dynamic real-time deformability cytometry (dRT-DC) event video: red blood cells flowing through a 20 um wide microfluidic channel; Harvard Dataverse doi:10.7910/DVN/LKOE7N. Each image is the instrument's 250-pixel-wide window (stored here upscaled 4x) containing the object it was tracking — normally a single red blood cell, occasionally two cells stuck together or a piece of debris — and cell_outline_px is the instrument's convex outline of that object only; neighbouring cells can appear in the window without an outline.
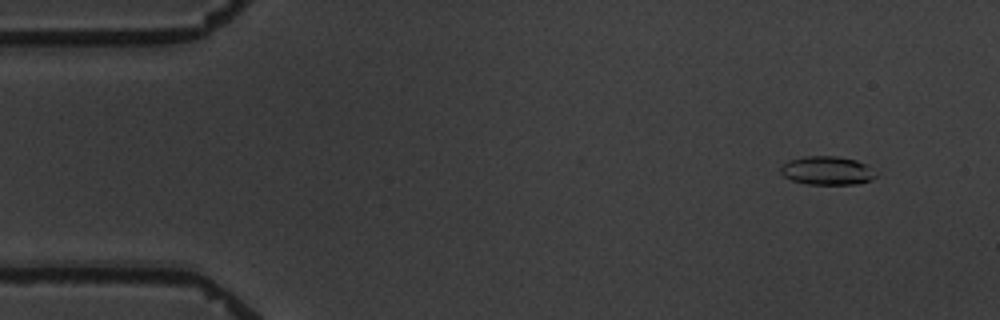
{"species": "common noctule bat (a hibernating species)", "species_latin": "Nyctalus noctula", "temperature_condition": "warm", "stored_images_in_passage": 5, "camera_frame_rate_fps": 3000, "um_per_image_px": 0.085, "animal": {"sex": "male", "body_mass_g": 19.5, "forearm_length_mm": 54.6}, "frame": {"image": 1, "passage_image": 2, "time_ms": 1.333, "image_size_px": [1000, 320], "cell_outline_px": [[876, 176], [872, 180], [860, 184], [808, 184], [792, 180], [784, 176], [780, 172], [780, 168], [788, 160], [808, 156], [836, 156], [856, 160], [868, 164]], "centroid_in_image_um": [70.32, 14.5], "position_along_channel_um": 14.7, "area_um2": 15.84}}
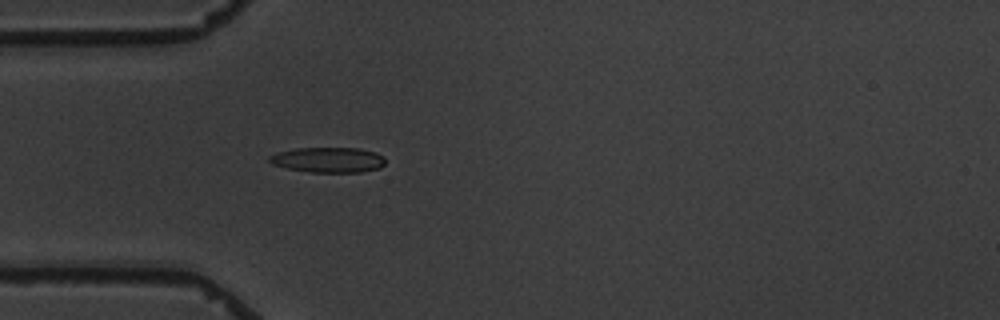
{"frame": {"image": 2, "passage_image": 5, "time_ms": 5.333, "image_size_px": [1000, 320], "cell_outline_px": [[384, 164], [380, 168], [360, 172], [312, 172], [288, 168], [272, 164], [268, 160], [268, 156], [276, 152], [296, 148], [360, 148], [376, 152], [384, 156]], "centroid_in_image_um": [27.9, 13.58], "position_along_channel_um": 57.1, "area_um2": 17.11}}